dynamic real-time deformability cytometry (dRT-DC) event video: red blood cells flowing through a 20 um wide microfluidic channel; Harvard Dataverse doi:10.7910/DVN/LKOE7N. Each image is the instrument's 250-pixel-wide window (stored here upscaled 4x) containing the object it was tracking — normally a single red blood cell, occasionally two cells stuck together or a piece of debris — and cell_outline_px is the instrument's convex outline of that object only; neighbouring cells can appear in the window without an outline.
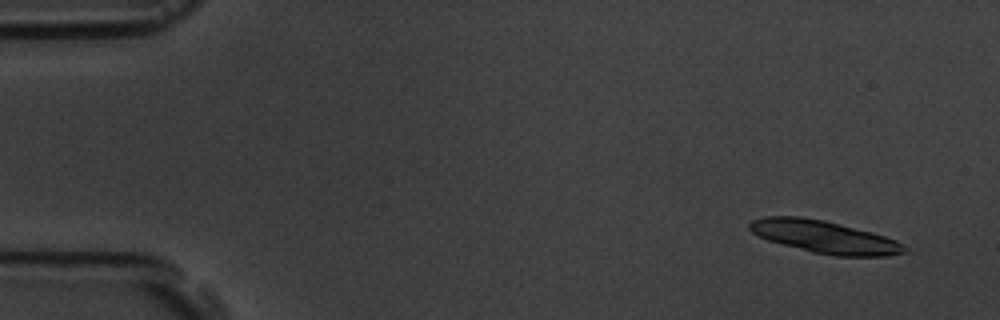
{"species": "common noctule bat (a hibernating species)", "species_latin": "Nyctalus noctula", "temperature_condition": "room temperature", "stored_images_in_passage": 5, "camera_frame_rate_fps": 3000, "um_per_image_px": 0.085, "animal": {"sex": "male", "body_mass_g": 19.5, "forearm_length_mm": 54.6}, "frame": {"image": 1, "passage_image": 1, "time_ms": 0.0, "image_size_px": [1000, 320], "cell_outline_px": [[908, 252], [884, 256], [836, 256], [812, 252], [768, 240], [752, 232], [748, 228], [748, 224], [752, 220], [764, 216], [800, 216], [824, 220], [872, 232], [896, 240], [904, 244], [908, 248]], "centroid_in_image_um": [70.09, 20.13], "position_along_channel_um": 14.9, "area_um2": 29.3}}